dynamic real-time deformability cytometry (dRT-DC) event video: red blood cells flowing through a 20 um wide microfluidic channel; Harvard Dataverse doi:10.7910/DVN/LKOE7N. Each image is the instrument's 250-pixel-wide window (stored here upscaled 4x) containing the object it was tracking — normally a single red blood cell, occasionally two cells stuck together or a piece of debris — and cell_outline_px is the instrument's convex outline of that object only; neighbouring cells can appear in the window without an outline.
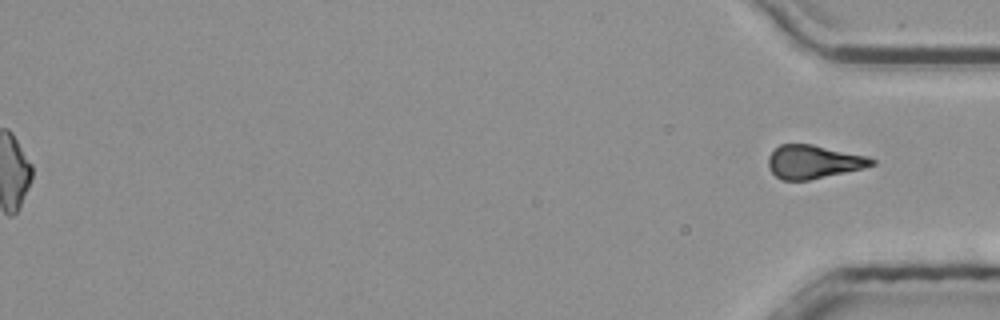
{"species": "common noctule bat (a hibernating species)", "species_latin": "Nyctalus noctula", "temperature_condition": "room temperature", "stored_images_in_passage": 55, "segment_of_instrument_passage": [2, 2], "camera_frame_rate_fps": 3000, "um_per_image_px": 0.085, "animal": {"sex": "male", "body_mass_g": 20.4}, "frame": {"image": 1, "passage_image": 55, "time_ms": 18.0, "image_size_px": [1000, 320], "cell_outline_px": [[876, 164], [864, 168], [808, 180], [780, 180], [768, 168], [768, 156], [780, 144], [812, 144], [868, 156], [876, 160]], "centroid_in_image_um": [69.15, 13.75], "position_along_channel_um": 366.0, "area_um2": 20.17}}